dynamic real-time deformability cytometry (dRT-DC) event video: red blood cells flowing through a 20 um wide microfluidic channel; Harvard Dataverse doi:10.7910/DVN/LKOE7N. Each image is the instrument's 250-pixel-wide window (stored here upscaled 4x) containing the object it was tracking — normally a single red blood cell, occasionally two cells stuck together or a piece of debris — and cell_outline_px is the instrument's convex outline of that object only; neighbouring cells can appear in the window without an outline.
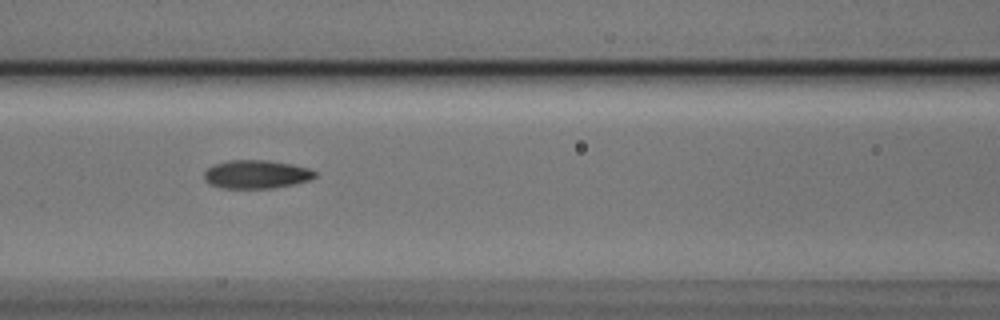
{"species": "Egyptian fruit bat (a non-hibernating species)", "species_latin": "Rousettus aegyptiacus", "temperature_condition": "cold", "stored_images_in_passage": 6, "camera_frame_rate_fps": 3000, "um_per_image_px": 0.085, "animal": {"sex": "male"}, "frame": {"image": 1, "passage_image": 5, "time_ms": 1.333, "image_size_px": [1000, 320], "cell_outline_px": [[316, 176], [308, 180], [292, 184], [272, 188], [220, 188], [208, 184], [204, 180], [204, 172], [212, 164], [228, 160], [268, 160], [292, 164], [308, 168], [316, 172]], "centroid_in_image_um": [21.73, 14.81], "position_along_channel_um": 144.9, "area_um2": 18.44}}
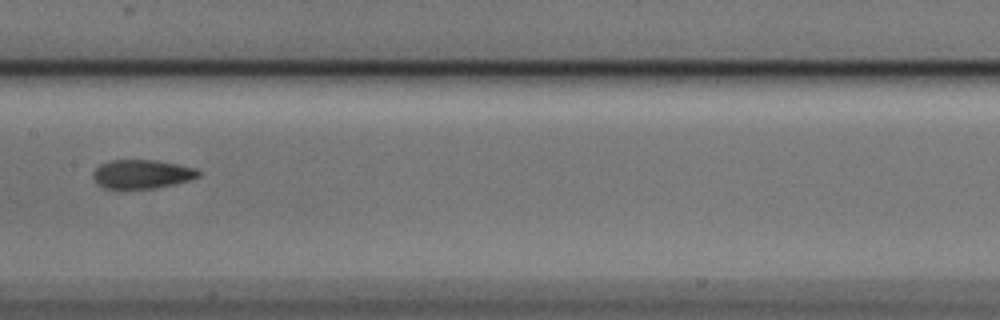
{"frame": {"image": 2, "passage_image": 6, "time_ms": 1.667, "image_size_px": [1000, 320], "cell_outline_px": [[204, 172], [200, 176], [176, 184], [156, 188], [104, 188], [96, 184], [92, 176], [92, 172], [100, 164], [112, 160], [156, 160], [196, 168]], "centroid_in_image_um": [12.07, 14.8], "position_along_channel_um": 195.3, "area_um2": 17.86}}